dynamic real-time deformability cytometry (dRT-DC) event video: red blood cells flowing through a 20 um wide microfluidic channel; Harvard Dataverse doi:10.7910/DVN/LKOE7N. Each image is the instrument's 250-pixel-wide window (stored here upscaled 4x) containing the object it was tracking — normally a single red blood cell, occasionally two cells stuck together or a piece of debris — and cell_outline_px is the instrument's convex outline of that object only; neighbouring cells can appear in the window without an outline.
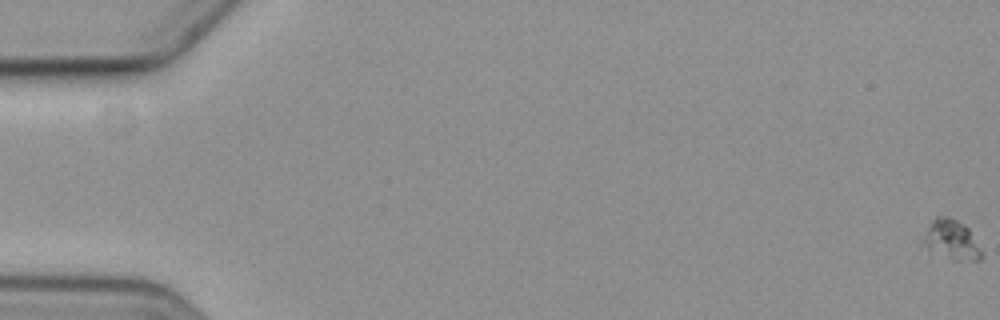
{"species": "common noctule bat (a hibernating species)", "species_latin": "Nyctalus noctula", "temperature_condition": "cold", "stored_images_in_passage": 13, "camera_frame_rate_fps": 3000, "um_per_image_px": 0.085, "animal": {"sex": "female", "body_mass_g": 19.3, "forearm_length_mm": 54.1}, "frame": {"image": 1, "passage_image": 1, "time_ms": 0.0, "image_size_px": [1000, 320], "cell_outline_px": [[984, 256], [980, 260], [952, 260], [928, 252], [920, 248], [920, 240], [932, 220], [936, 216], [948, 216], [956, 220], [968, 228], [984, 252]], "centroid_in_image_um": [80.81, 20.43], "position_along_channel_um": 4.2, "area_um2": 14.16}}